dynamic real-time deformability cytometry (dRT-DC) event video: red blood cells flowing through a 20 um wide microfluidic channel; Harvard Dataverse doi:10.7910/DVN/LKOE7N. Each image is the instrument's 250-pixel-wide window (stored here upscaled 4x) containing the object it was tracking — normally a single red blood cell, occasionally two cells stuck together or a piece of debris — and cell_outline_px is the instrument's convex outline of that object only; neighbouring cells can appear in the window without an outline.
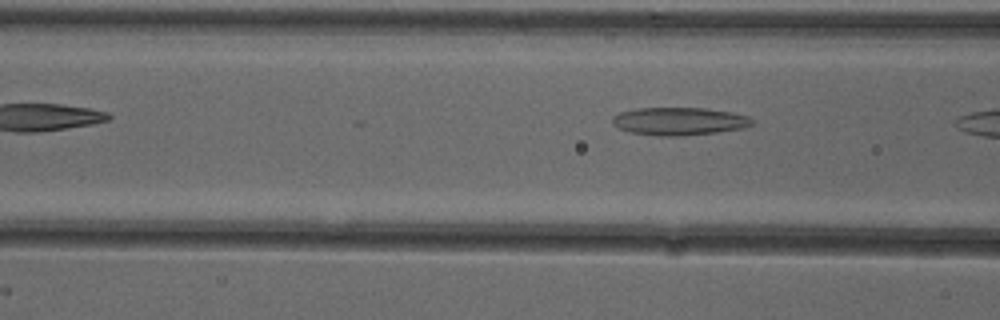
{"species": "common noctule bat (a hibernating species)", "species_latin": "Nyctalus noctula", "temperature_condition": "cold", "stored_images_in_passage": 5, "camera_frame_rate_fps": 3000, "um_per_image_px": 0.085, "animal": {"sex": "female"}, "frame": {"image": 1, "passage_image": 5, "time_ms": 1.333, "image_size_px": [1000, 320], "cell_outline_px": [[752, 124], [744, 128], [716, 132], [684, 136], [660, 136], [628, 132], [612, 124], [612, 116], [620, 112], [636, 108], [704, 108], [732, 112], [748, 116], [752, 120]], "centroid_in_image_um": [57.7, 10.31], "position_along_channel_um": 108.9, "area_um2": 22.72}}